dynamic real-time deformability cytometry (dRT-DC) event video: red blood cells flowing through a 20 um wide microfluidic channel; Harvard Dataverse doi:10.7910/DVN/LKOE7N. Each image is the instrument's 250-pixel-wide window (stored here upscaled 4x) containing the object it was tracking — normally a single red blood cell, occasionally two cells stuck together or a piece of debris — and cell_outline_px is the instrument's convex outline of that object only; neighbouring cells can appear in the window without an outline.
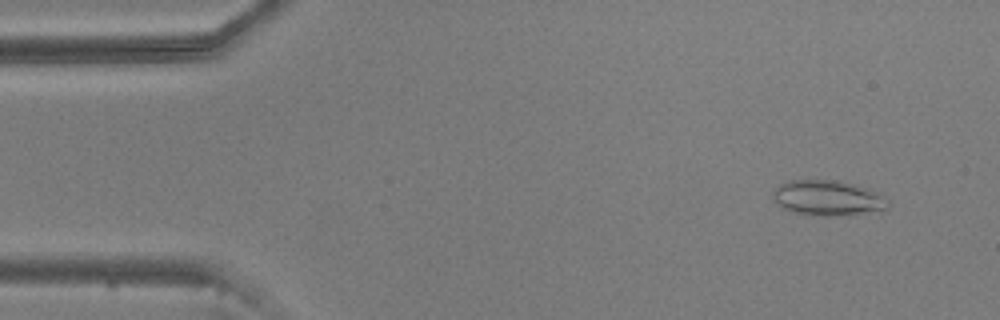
{"species": "common noctule bat (a hibernating species)", "species_latin": "Nyctalus noctula", "temperature_condition": "warm", "stored_images_in_passage": 52, "camera_frame_rate_fps": 3000, "um_per_image_px": 0.085, "animal": {"sex": "male", "body_mass_g": 20.5, "forearm_length_mm": 52.5}, "frame": {"image": 1, "passage_image": 2, "time_ms": 0.333, "image_size_px": [1000, 320], "cell_outline_px": [[888, 208], [852, 216], [824, 216], [792, 212], [780, 208], [772, 200], [772, 192], [780, 184], [788, 180], [840, 180], [868, 188], [884, 196], [888, 200]], "centroid_in_image_um": [70.34, 16.84], "position_along_channel_um": 14.7, "area_um2": 24.16}}
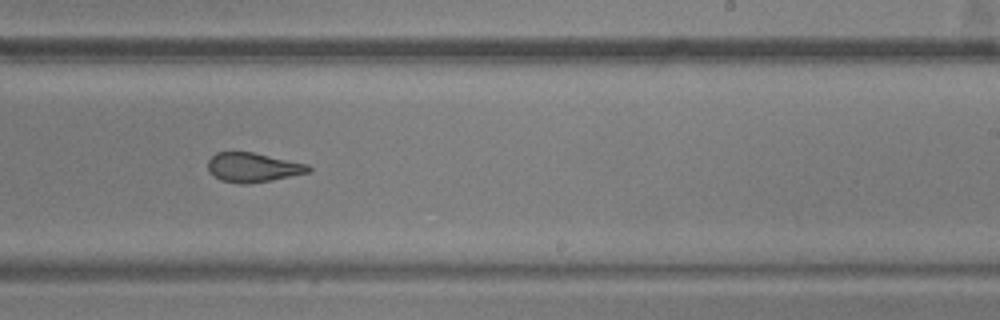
{"frame": {"image": 2, "passage_image": 30, "time_ms": 9.667, "image_size_px": [1000, 320], "cell_outline_px": [[312, 168], [308, 172], [272, 180], [248, 184], [240, 184], [220, 180], [208, 168], [208, 160], [216, 152], [252, 152], [308, 164]], "centroid_in_image_um": [21.5, 14.23], "position_along_channel_um": 267.5, "area_um2": 16.99}}
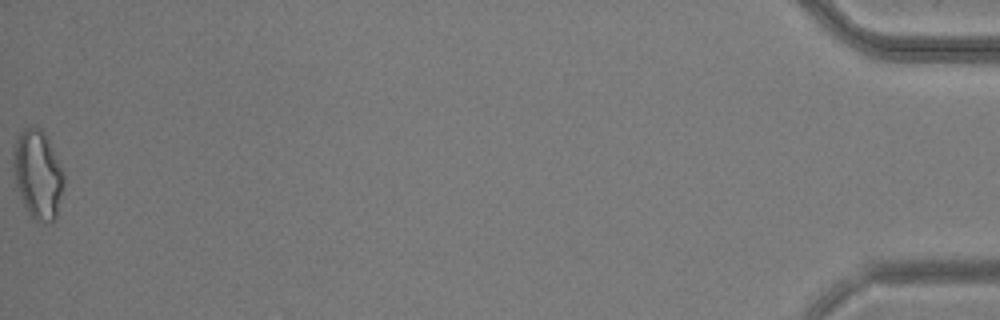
{"frame": {"image": 3, "passage_image": 52, "time_ms": 17.0, "image_size_px": [1000, 320], "cell_outline_px": [[64, 184], [56, 216], [48, 224], [40, 224], [28, 212], [16, 188], [12, 168], [12, 144], [20, 132], [24, 128], [36, 124], [44, 132], [64, 172]], "centroid_in_image_um": [3.18, 14.79], "position_along_channel_um": 432.0, "area_um2": 26.59}, "authors_computed_cell_mechanics": {"area_um2": 19.2474, "velocity_mm_per_s": 3.7039, "shape_relaxation_time_tau1_ms": null, "shape_relaxation_time_tau2_ms": 1.4119, "deformation_change_tau1": null, "deformation_change_tau2": 0.0851}}